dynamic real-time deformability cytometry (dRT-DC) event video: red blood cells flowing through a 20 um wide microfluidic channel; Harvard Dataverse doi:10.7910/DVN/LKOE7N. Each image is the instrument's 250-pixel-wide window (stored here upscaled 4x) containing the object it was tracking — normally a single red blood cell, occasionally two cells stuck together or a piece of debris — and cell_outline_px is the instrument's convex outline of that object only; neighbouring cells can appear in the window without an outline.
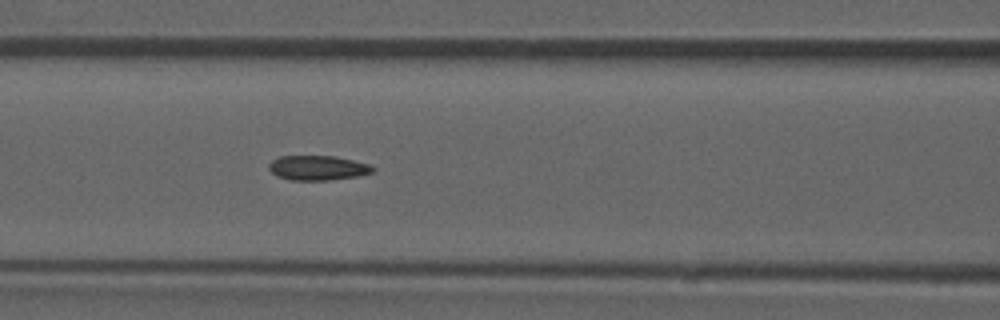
{"species": "common noctule bat (a hibernating species)", "species_latin": "Nyctalus noctula", "temperature_condition": "room temperature", "stored_images_in_passage": 45, "camera_frame_rate_fps": 3000, "um_per_image_px": 0.085, "animal": {"sex": "male", "forearm_length_mm": 52.5}, "frame": {"image": 1, "passage_image": 14, "time_ms": 4.333, "image_size_px": [1000, 320], "cell_outline_px": [[376, 168], [372, 172], [356, 176], [332, 180], [292, 180], [276, 176], [268, 168], [268, 164], [272, 160], [280, 156], [332, 156], [352, 160], [368, 164]], "centroid_in_image_um": [26.97, 14.27], "position_along_channel_um": 139.6, "area_um2": 14.85}, "authors_computed_cell_mechanics": {"area_um2": 15.028, "velocity_mm_per_s": 3.9084, "shape_relaxation_time_tau1_ms": null, "shape_relaxation_time_tau2_ms": 2.8816, "deformation_change_tau1": null, "deformation_change_tau2": 0.0884}}